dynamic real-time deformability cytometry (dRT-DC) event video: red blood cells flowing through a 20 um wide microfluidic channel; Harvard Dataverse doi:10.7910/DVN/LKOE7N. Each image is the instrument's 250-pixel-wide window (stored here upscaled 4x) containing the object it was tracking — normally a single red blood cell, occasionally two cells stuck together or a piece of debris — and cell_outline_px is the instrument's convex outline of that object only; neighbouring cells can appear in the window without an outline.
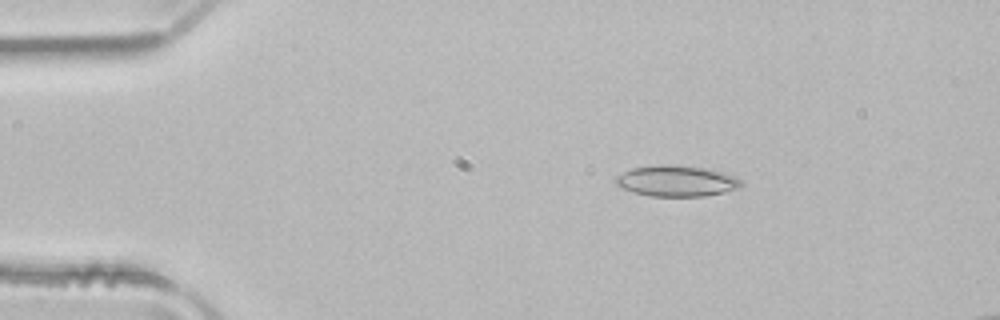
{"species": "common noctule bat (a hibernating species)", "species_latin": "Nyctalus noctula", "temperature_condition": "room temperature", "stored_images_in_passage": 51, "camera_frame_rate_fps": 3000, "um_per_image_px": 0.085, "animal": {"sex": "male", "body_mass_g": 21.5, "forearm_length_mm": 52.0}, "frame": {"image": 1, "passage_image": 9, "time_ms": 2.667, "image_size_px": [1000, 320], "cell_outline_px": [[740, 188], [724, 192], [704, 196], [648, 196], [632, 192], [616, 184], [616, 176], [632, 168], [656, 164], [676, 164], [704, 168], [724, 172], [736, 176], [740, 180]], "centroid_in_image_um": [57.51, 15.37], "position_along_channel_um": 27.5, "area_um2": 22.72}}
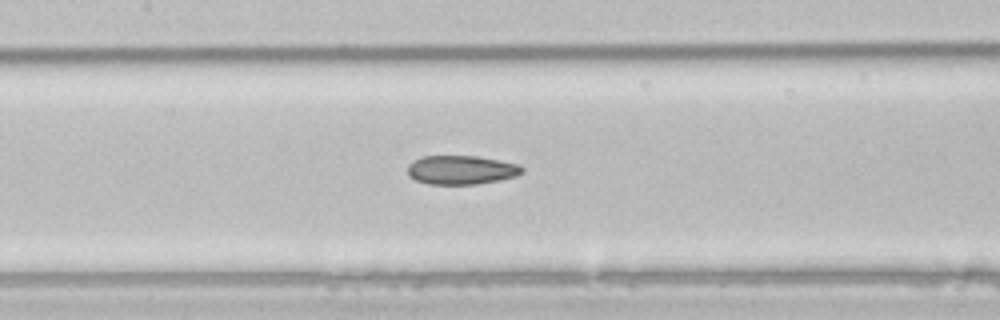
{"frame": {"image": 2, "passage_image": 24, "time_ms": 7.667, "image_size_px": [1000, 320], "cell_outline_px": [[524, 172], [516, 176], [476, 184], [428, 184], [416, 180], [408, 176], [408, 164], [424, 156], [476, 156], [500, 160], [520, 164], [524, 168]], "centroid_in_image_um": [39.23, 14.44], "position_along_channel_um": 168.2, "area_um2": 19.25}}
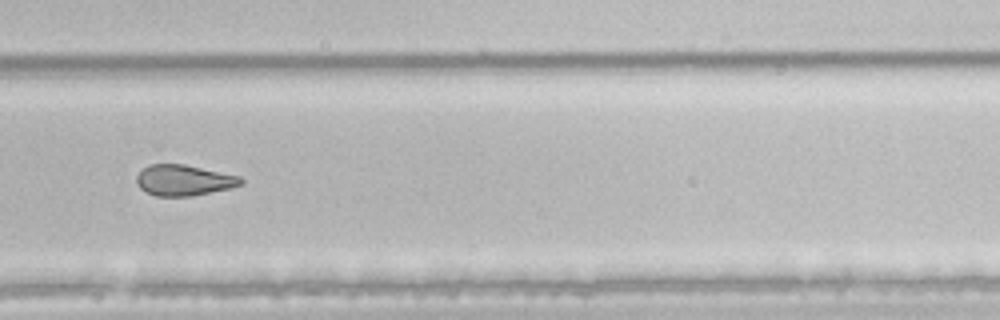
{"frame": {"image": 3, "passage_image": 35, "time_ms": 11.333, "image_size_px": [1000, 320], "cell_outline_px": [[244, 184], [232, 188], [188, 196], [156, 196], [140, 188], [136, 184], [136, 176], [148, 164], [184, 164], [240, 176], [244, 180]], "centroid_in_image_um": [15.64, 15.31], "position_along_channel_um": 314.2, "area_um2": 18.73}, "authors_computed_cell_mechanics": {"area_um2": 21.3282, "velocity_mm_per_s": 4.0027, "shape_relaxation_time_tau1_ms": null, "shape_relaxation_time_tau2_ms": 4.0623, "deformation_change_tau1": null, "deformation_change_tau2": 0.11}}